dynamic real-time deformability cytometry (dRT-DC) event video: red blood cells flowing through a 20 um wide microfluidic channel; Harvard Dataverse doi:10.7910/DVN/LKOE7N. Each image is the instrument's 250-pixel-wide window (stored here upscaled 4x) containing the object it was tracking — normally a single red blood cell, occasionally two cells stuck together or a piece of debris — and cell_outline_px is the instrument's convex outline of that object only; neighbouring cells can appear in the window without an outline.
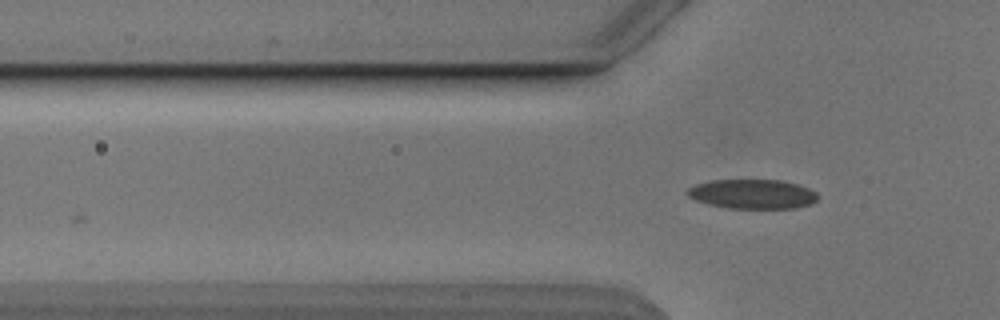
{"species": "Egyptian fruit bat (a non-hibernating species)", "species_latin": "Rousettus aegyptiacus", "temperature_condition": "cold", "stored_images_in_passage": 4, "camera_frame_rate_fps": 3000, "um_per_image_px": 0.085, "animal": {"sex": "male"}, "frame": {"image": 1, "passage_image": 4, "time_ms": 3.667, "image_size_px": [1000, 320], "cell_outline_px": [[820, 196], [812, 204], [796, 208], [728, 208], [708, 204], [696, 200], [688, 196], [684, 192], [688, 188], [696, 184], [708, 180], [780, 180], [796, 184], [808, 188], [816, 192]], "centroid_in_image_um": [63.95, 16.49], "position_along_channel_um": 61.8, "area_um2": 22.48}}